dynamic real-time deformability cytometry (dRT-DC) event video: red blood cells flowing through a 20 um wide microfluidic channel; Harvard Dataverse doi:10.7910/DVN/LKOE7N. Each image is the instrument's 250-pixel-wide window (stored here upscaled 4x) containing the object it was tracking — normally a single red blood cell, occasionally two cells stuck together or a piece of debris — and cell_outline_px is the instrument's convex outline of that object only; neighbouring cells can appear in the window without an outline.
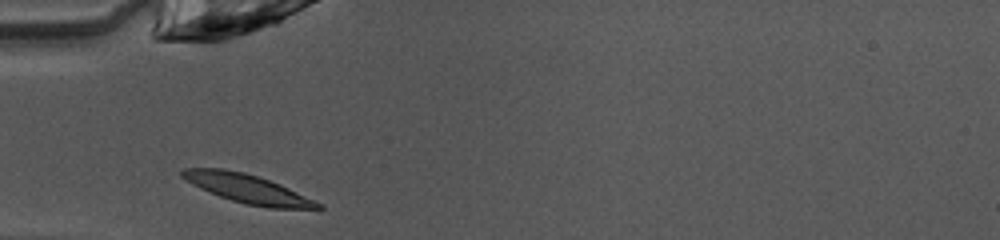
{"species": "common noctule bat (a hibernating species)", "species_latin": "Nyctalus noctula", "temperature_condition": "warm", "stored_images_in_passage": 28, "camera_frame_rate_fps": 3000, "um_per_image_px": 0.085, "animal": {"sex": "female", "body_mass_g": 10.0, "forearm_length_mm": 53.1}, "frame": {"image": 1, "passage_image": 1, "time_ms": 0.0, "image_size_px": [1000, 240], "cell_outline_px": [[324, 208], [268, 208], [248, 204], [232, 200], [220, 196], [200, 188], [192, 184], [180, 176], [180, 172], [184, 168], [224, 168], [244, 172], [280, 184], [324, 204]], "centroid_in_image_um": [21.04, 16.03], "position_along_channel_um": 64.0, "area_um2": 22.54}}
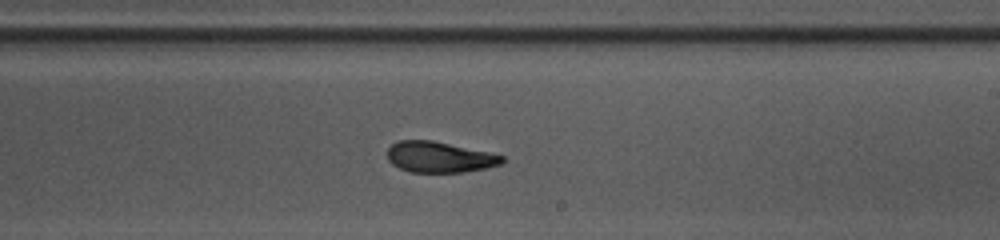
{"frame": {"image": 2, "passage_image": 15, "time_ms": 4.667, "image_size_px": [1000, 240], "cell_outline_px": [[504, 160], [500, 164], [484, 168], [464, 172], [408, 172], [392, 164], [388, 160], [388, 148], [392, 144], [400, 140], [432, 140], [492, 152], [504, 156]], "centroid_in_image_um": [37.36, 13.34], "position_along_channel_um": 251.6, "area_um2": 20.69}}
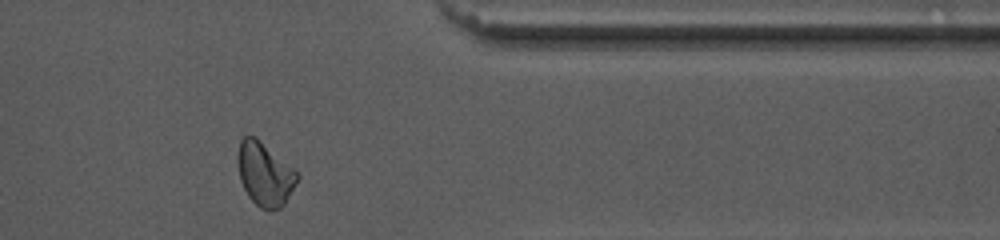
{"frame": {"image": 3, "passage_image": 26, "time_ms": 8.333, "image_size_px": [1000, 240], "cell_outline_px": [[300, 176], [284, 204], [280, 208], [260, 208], [248, 196], [240, 180], [236, 160], [236, 156], [240, 140], [244, 136], [256, 136], [300, 172]], "centroid_in_image_um": [22.5, 14.74], "position_along_channel_um": 388.9, "area_um2": 22.25}, "authors_computed_cell_mechanics": {"area_um2": 21.5883, "velocity_mm_per_s": 4.0424, "shape_relaxation_time_tau1_ms": 3.9369, "shape_relaxation_time_tau2_ms": 1.6144, "deformation_change_tau1": 0.1416, "deformation_change_tau2": 0.0654}}